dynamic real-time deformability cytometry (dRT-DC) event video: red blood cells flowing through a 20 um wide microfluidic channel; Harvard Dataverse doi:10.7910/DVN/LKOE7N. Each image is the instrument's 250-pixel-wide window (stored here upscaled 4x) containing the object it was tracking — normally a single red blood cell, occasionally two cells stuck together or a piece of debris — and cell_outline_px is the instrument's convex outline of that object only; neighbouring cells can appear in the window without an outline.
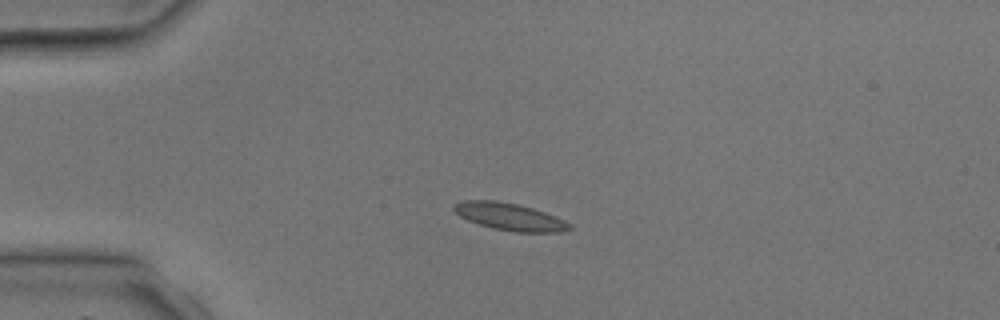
{"species": "common noctule bat (a hibernating species)", "species_latin": "Nyctalus noctula", "temperature_condition": "room temperature", "stored_images_in_passage": 3, "camera_frame_rate_fps": 3000, "um_per_image_px": 0.085, "animal": {"sex": "male", "body_mass_g": 17.9, "forearm_length_mm": 54.2}, "frame": {"image": 1, "passage_image": 3, "time_ms": 2.667, "image_size_px": [1000, 320], "cell_outline_px": [[572, 228], [560, 232], [516, 232], [492, 228], [468, 220], [460, 216], [452, 208], [452, 204], [464, 200], [496, 200], [516, 204], [532, 208], [544, 212], [564, 220]], "centroid_in_image_um": [43.27, 18.41], "position_along_channel_um": 41.7, "area_um2": 18.15}}